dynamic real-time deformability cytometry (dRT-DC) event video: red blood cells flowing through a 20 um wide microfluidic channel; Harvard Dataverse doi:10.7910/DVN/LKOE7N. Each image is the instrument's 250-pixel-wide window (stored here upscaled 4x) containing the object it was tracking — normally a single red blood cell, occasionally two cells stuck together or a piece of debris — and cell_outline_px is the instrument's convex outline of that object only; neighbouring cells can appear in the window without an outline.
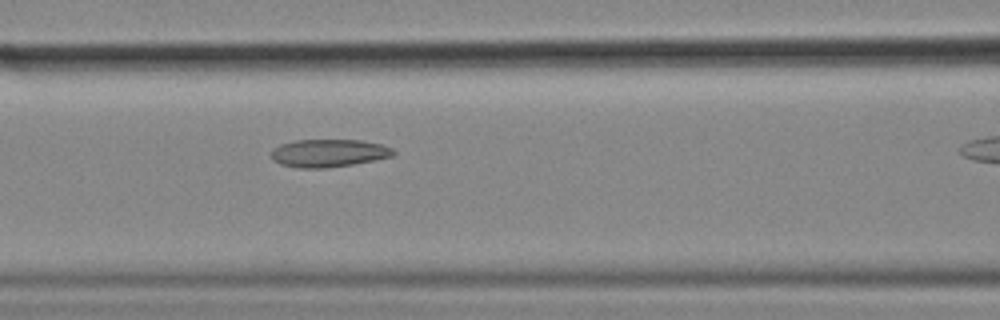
{"species": "common noctule bat (a hibernating species)", "species_latin": "Nyctalus noctula", "temperature_condition": "cold", "stored_images_in_passage": 34, "camera_frame_rate_fps": 3000, "um_per_image_px": 0.085, "animal": {"sex": "female", "body_mass_g": 18.4}, "frame": {"image": 1, "passage_image": 10, "time_ms": 3.0, "image_size_px": [1000, 320], "cell_outline_px": [[396, 152], [392, 156], [376, 160], [352, 164], [324, 168], [300, 168], [280, 164], [272, 160], [272, 148], [280, 144], [296, 140], [360, 140], [380, 144], [392, 148]], "centroid_in_image_um": [27.92, 13.01], "position_along_channel_um": 138.7, "area_um2": 19.77}, "authors_computed_cell_mechanics": {"area_um2": 19.1896, "velocity_mm_per_s": 3.5473, "shape_relaxation_time_tau1_ms": null, "shape_relaxation_time_tau2_ms": 4.6618, "deformation_change_tau1": null, "deformation_change_tau2": 0.1218}}